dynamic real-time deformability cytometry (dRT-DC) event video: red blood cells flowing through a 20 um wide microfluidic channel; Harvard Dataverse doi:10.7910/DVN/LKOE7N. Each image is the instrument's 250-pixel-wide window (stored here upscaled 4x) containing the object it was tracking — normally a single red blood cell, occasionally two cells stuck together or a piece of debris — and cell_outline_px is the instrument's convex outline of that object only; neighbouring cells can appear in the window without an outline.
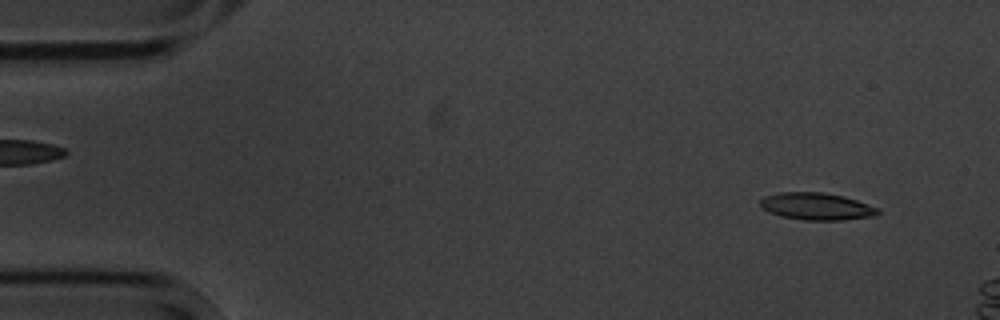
{"species": "common noctule bat (a hibernating species)", "species_latin": "Nyctalus noctula", "temperature_condition": "cold", "stored_images_in_passage": 3, "camera_frame_rate_fps": 3000, "um_per_image_px": 0.085, "animal": {"sex": "male", "body_mass_g": 20.1, "forearm_length_mm": 53.5}, "frame": {"image": 1, "passage_image": 1, "time_ms": 0.0, "image_size_px": [1000, 320], "cell_outline_px": [[880, 212], [876, 216], [840, 220], [804, 220], [780, 216], [768, 212], [760, 208], [760, 200], [764, 196], [780, 192], [824, 192], [844, 196], [880, 208]], "centroid_in_image_um": [69.4, 17.54], "position_along_channel_um": 15.6, "area_um2": 18.84}}